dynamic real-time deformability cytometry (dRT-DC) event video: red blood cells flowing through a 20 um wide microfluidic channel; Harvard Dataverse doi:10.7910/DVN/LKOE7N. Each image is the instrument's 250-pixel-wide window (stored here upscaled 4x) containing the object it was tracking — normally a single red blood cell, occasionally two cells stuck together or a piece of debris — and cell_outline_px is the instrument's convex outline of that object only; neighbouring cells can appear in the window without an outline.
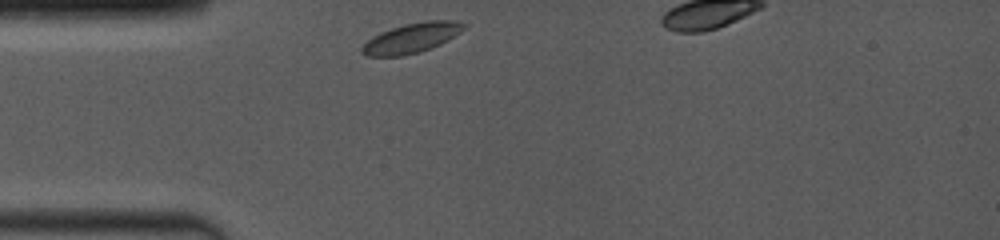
{"species": "common noctule bat (a hibernating species)", "species_latin": "Nyctalus noctula", "temperature_condition": "room temperature", "stored_images_in_passage": 50, "camera_frame_rate_fps": 4000, "um_per_image_px": 0.085, "animal": {"sex": "female", "body_mass_g": 19.0, "forearm_length_mm": 53.3}, "frame": {"image": 1, "passage_image": 1, "time_ms": 0.0, "image_size_px": [1000, 240], "cell_outline_px": [[468, 24], [460, 32], [448, 40], [432, 48], [420, 52], [404, 56], [368, 56], [360, 52], [360, 48], [372, 36], [380, 32], [404, 24], [424, 20], [456, 20]], "centroid_in_image_um": [35.0, 3.22], "position_along_channel_um": 50.0, "area_um2": 17.92}}
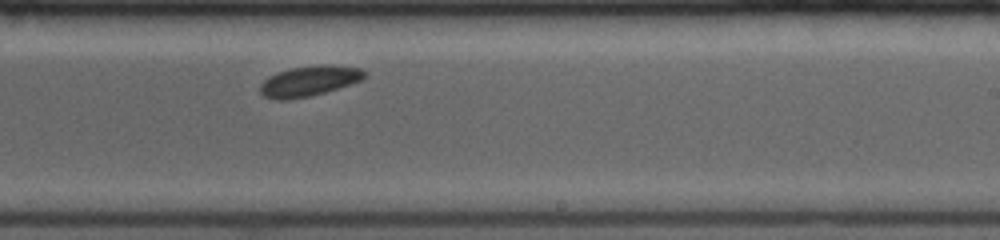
{"frame": {"image": 2, "passage_image": 29, "time_ms": 5.75, "image_size_px": [1000, 240], "cell_outline_px": [[364, 76], [360, 80], [312, 96], [284, 100], [276, 100], [264, 96], [260, 92], [260, 84], [268, 76], [292, 68], [324, 64], [328, 64], [360, 68], [364, 72]], "centroid_in_image_um": [26.22, 6.89], "position_along_channel_um": 262.8, "area_um2": 18.09}}
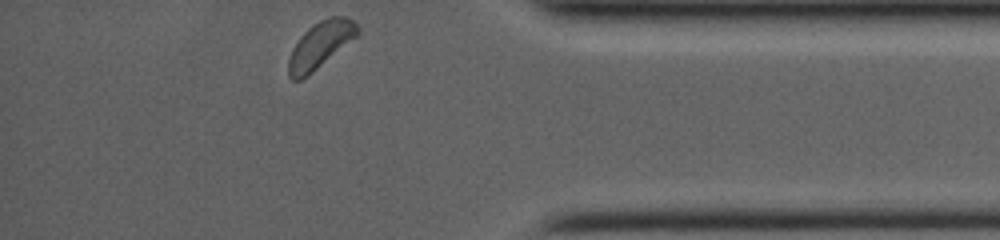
{"frame": {"image": 3, "passage_image": 49, "time_ms": 9.75, "image_size_px": [1000, 240], "cell_outline_px": [[360, 28], [356, 36], [308, 76], [300, 80], [292, 80], [288, 76], [288, 60], [292, 48], [300, 36], [308, 28], [320, 20], [328, 16], [344, 16], [352, 20]], "centroid_in_image_um": [27.19, 3.82], "position_along_channel_um": 408.0, "area_um2": 18.5}}